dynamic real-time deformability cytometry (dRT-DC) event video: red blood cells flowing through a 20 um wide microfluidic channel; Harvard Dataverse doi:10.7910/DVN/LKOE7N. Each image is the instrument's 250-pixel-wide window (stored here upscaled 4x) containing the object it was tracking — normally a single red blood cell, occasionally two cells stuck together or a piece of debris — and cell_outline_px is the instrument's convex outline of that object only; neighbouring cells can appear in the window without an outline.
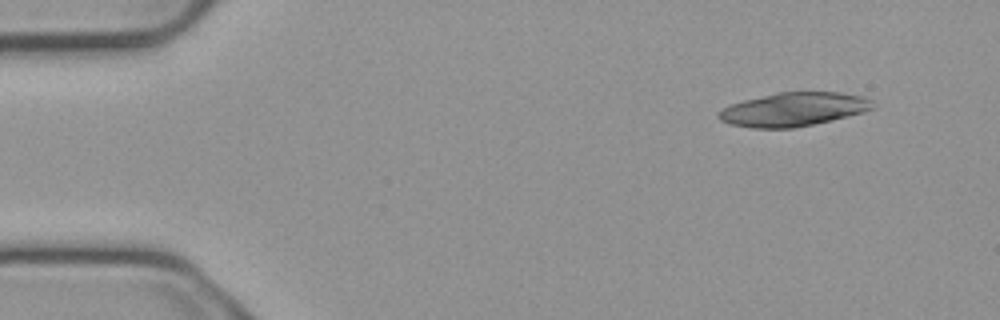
{"species": "common noctule bat (a hibernating species)", "species_latin": "Nyctalus noctula", "temperature_condition": "cold", "stored_images_in_passage": 4, "camera_frame_rate_fps": 3000, "um_per_image_px": 0.085, "animal": {"sex": "male", "body_mass_g": 23.1, "forearm_length_mm": 52.7}, "frame": {"image": 1, "passage_image": 1, "time_ms": 0.0, "image_size_px": [1000, 320], "cell_outline_px": [[876, 108], [864, 112], [832, 120], [792, 128], [752, 128], [732, 124], [720, 120], [716, 116], [728, 104], [776, 92], [840, 92], [860, 96], [872, 100]], "centroid_in_image_um": [67.46, 9.29], "position_along_channel_um": 17.5, "area_um2": 30.23}}